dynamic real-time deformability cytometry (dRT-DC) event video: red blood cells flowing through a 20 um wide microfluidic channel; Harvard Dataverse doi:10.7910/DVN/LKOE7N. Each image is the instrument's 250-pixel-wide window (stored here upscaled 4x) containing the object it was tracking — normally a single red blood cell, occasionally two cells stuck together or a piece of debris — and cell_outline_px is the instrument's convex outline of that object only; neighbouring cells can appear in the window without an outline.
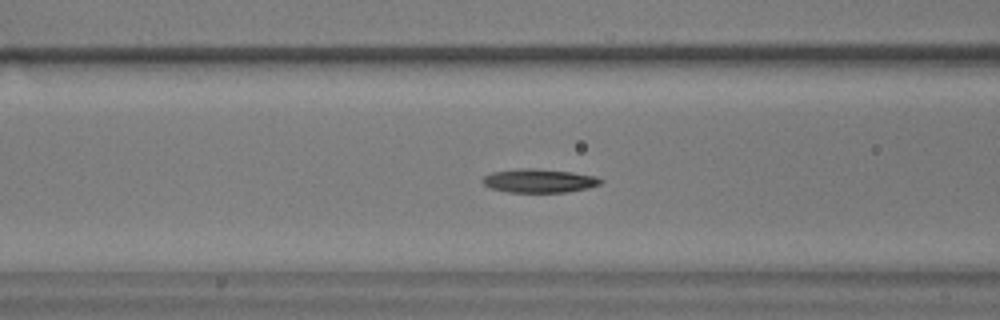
{"species": "common noctule bat (a hibernating species)", "species_latin": "Nyctalus noctula", "temperature_condition": "warm", "stored_images_in_passage": 47, "camera_frame_rate_fps": 3000, "um_per_image_px": 0.085, "animal": {"sex": "male", "body_mass_g": 17.9}, "frame": {"image": 1, "passage_image": 12, "time_ms": 3.667, "image_size_px": [1000, 320], "cell_outline_px": [[604, 180], [600, 184], [588, 188], [564, 192], [508, 192], [492, 188], [484, 184], [480, 180], [484, 176], [492, 172], [520, 168], [532, 168], [572, 172], [596, 176]], "centroid_in_image_um": [45.82, 15.36], "position_along_channel_um": 120.8, "area_um2": 16.24}}
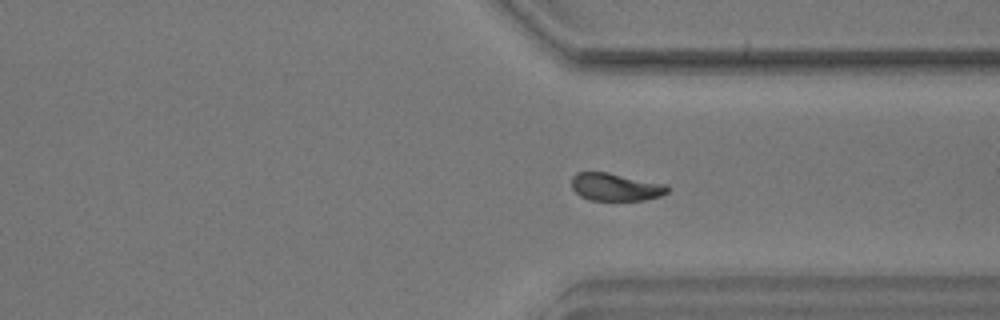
{"frame": {"image": 2, "passage_image": 32, "time_ms": 10.333, "image_size_px": [1000, 320], "cell_outline_px": [[668, 192], [660, 196], [644, 200], [588, 200], [580, 196], [572, 188], [572, 176], [576, 172], [608, 172], [668, 184]], "centroid_in_image_um": [52.33, 15.89], "position_along_channel_um": 359.1, "area_um2": 15.61}}
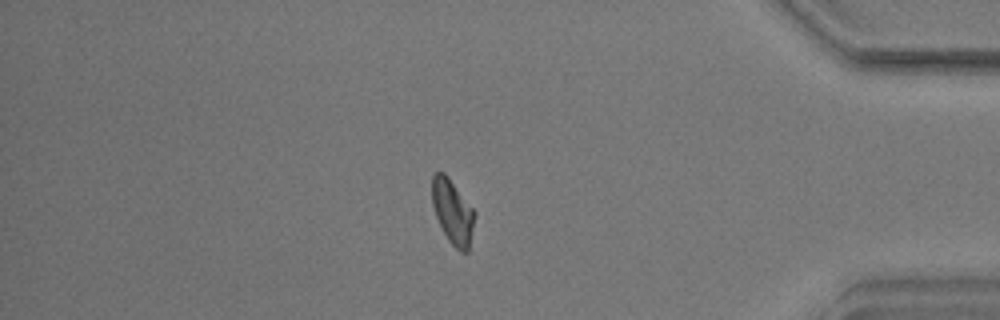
{"frame": {"image": 3, "passage_image": 38, "time_ms": 12.333, "image_size_px": [1000, 320], "cell_outline_px": [[476, 212], [468, 252], [460, 252], [448, 240], [436, 216], [432, 204], [432, 176], [436, 172], [444, 172], [448, 176]], "centroid_in_image_um": [38.48, 17.99], "position_along_channel_um": 396.7, "area_um2": 15.9}, "authors_computed_cell_mechanics": {"area_um2": 16.0684, "velocity_mm_per_s": 3.5773, "shape_relaxation_time_tau1_ms": 6.6157, "shape_relaxation_time_tau2_ms": 3.3316, "deformation_change_tau1": 0.1769, "deformation_change_tau2": 0.0921}}